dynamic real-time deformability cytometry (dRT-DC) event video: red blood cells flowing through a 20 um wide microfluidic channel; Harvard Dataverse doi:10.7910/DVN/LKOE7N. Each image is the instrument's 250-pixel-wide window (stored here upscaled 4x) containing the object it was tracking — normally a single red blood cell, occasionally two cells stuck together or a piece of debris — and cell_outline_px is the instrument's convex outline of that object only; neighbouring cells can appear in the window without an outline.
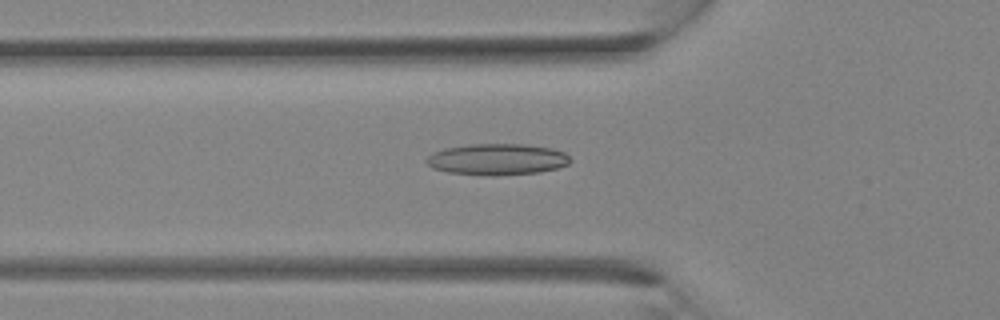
{"species": "Egyptian fruit bat (a non-hibernating species)", "species_latin": "Rousettus aegyptiacus", "temperature_condition": "room temperature", "stored_images_in_passage": 32, "camera_frame_rate_fps": 3000, "um_per_image_px": 0.085, "animal": {"sex": "female"}, "frame": {"image": 1, "passage_image": 12, "time_ms": 3.667, "image_size_px": [1000, 320], "cell_outline_px": [[572, 160], [568, 164], [556, 168], [540, 172], [496, 176], [492, 176], [448, 172], [432, 168], [424, 160], [432, 152], [444, 148], [468, 144], [524, 144], [552, 148], [564, 152]], "centroid_in_image_um": [42.24, 13.54], "position_along_channel_um": 83.6, "area_um2": 26.41}}
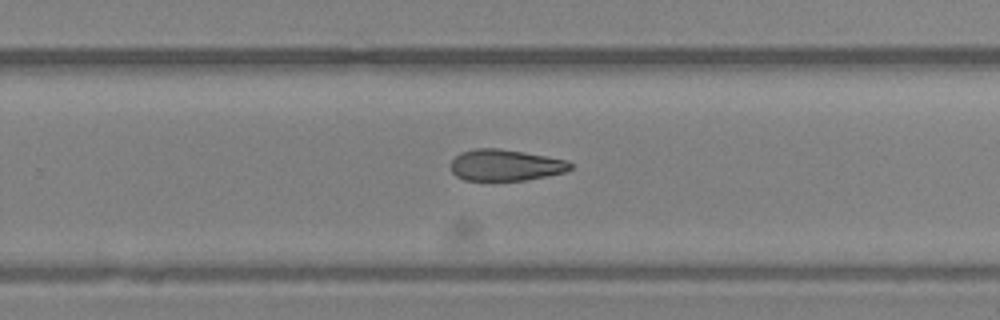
{"frame": {"image": 2, "passage_image": 22, "time_ms": 7.0, "image_size_px": [1000, 320], "cell_outline_px": [[572, 168], [564, 172], [524, 180], [464, 180], [456, 176], [452, 172], [452, 160], [460, 152], [476, 148], [500, 148], [568, 160], [572, 164]], "centroid_in_image_um": [42.95, 14.03], "position_along_channel_um": 286.9, "area_um2": 21.68}}
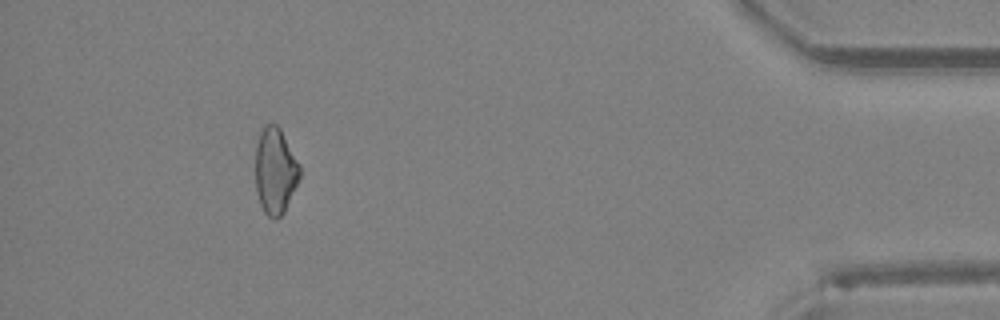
{"frame": {"image": 3, "passage_image": 31, "time_ms": 10.0, "image_size_px": [1000, 320], "cell_outline_px": [[300, 176], [284, 212], [276, 220], [272, 220], [264, 212], [260, 204], [256, 192], [256, 144], [260, 132], [264, 124], [276, 124], [280, 128], [300, 164]], "centroid_in_image_um": [23.39, 14.53], "position_along_channel_um": 411.8, "area_um2": 22.31}}